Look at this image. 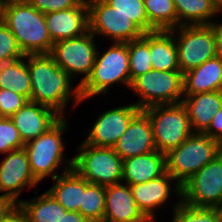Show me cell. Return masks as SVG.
<instances>
[{"instance_id":"obj_1","label":"cell","mask_w":222,"mask_h":222,"mask_svg":"<svg viewBox=\"0 0 222 222\" xmlns=\"http://www.w3.org/2000/svg\"><path fill=\"white\" fill-rule=\"evenodd\" d=\"M26 59L31 79L30 101L53 109L61 117H65L64 111L69 101L72 100L75 106L83 103L80 86H72V78L49 54L26 55Z\"/></svg>"},{"instance_id":"obj_2","label":"cell","mask_w":222,"mask_h":222,"mask_svg":"<svg viewBox=\"0 0 222 222\" xmlns=\"http://www.w3.org/2000/svg\"><path fill=\"white\" fill-rule=\"evenodd\" d=\"M0 19L14 35L24 55L50 53L53 42L44 13L31 4L2 6Z\"/></svg>"},{"instance_id":"obj_3","label":"cell","mask_w":222,"mask_h":222,"mask_svg":"<svg viewBox=\"0 0 222 222\" xmlns=\"http://www.w3.org/2000/svg\"><path fill=\"white\" fill-rule=\"evenodd\" d=\"M114 83L131 86L129 55L127 43L113 42L102 55L97 50L92 72L84 83L80 85L82 101L99 94H106L109 86Z\"/></svg>"},{"instance_id":"obj_4","label":"cell","mask_w":222,"mask_h":222,"mask_svg":"<svg viewBox=\"0 0 222 222\" xmlns=\"http://www.w3.org/2000/svg\"><path fill=\"white\" fill-rule=\"evenodd\" d=\"M66 121L61 117L45 133L24 145L31 173L38 182L47 176H51L52 180L59 176L57 171L62 163L73 165V158L65 159L63 152L66 148L61 135L68 126Z\"/></svg>"},{"instance_id":"obj_5","label":"cell","mask_w":222,"mask_h":222,"mask_svg":"<svg viewBox=\"0 0 222 222\" xmlns=\"http://www.w3.org/2000/svg\"><path fill=\"white\" fill-rule=\"evenodd\" d=\"M221 154V143L205 133H192L166 154V171L180 184Z\"/></svg>"},{"instance_id":"obj_6","label":"cell","mask_w":222,"mask_h":222,"mask_svg":"<svg viewBox=\"0 0 222 222\" xmlns=\"http://www.w3.org/2000/svg\"><path fill=\"white\" fill-rule=\"evenodd\" d=\"M142 111L149 117L157 151L165 155L193 133L182 103L155 105Z\"/></svg>"},{"instance_id":"obj_7","label":"cell","mask_w":222,"mask_h":222,"mask_svg":"<svg viewBox=\"0 0 222 222\" xmlns=\"http://www.w3.org/2000/svg\"><path fill=\"white\" fill-rule=\"evenodd\" d=\"M73 157V169L92 184L108 186L122 182L123 160L113 148L94 147L84 141Z\"/></svg>"},{"instance_id":"obj_8","label":"cell","mask_w":222,"mask_h":222,"mask_svg":"<svg viewBox=\"0 0 222 222\" xmlns=\"http://www.w3.org/2000/svg\"><path fill=\"white\" fill-rule=\"evenodd\" d=\"M129 89L140 96L139 102L134 104L141 110L155 105L178 104L183 99V73L152 69L135 78Z\"/></svg>"},{"instance_id":"obj_9","label":"cell","mask_w":222,"mask_h":222,"mask_svg":"<svg viewBox=\"0 0 222 222\" xmlns=\"http://www.w3.org/2000/svg\"><path fill=\"white\" fill-rule=\"evenodd\" d=\"M181 202L189 207L222 209V154L181 185Z\"/></svg>"},{"instance_id":"obj_10","label":"cell","mask_w":222,"mask_h":222,"mask_svg":"<svg viewBox=\"0 0 222 222\" xmlns=\"http://www.w3.org/2000/svg\"><path fill=\"white\" fill-rule=\"evenodd\" d=\"M94 39L95 35L89 30L81 36L53 43L49 53L54 62L71 78L83 74L81 81L77 83L79 86L89 77L95 63L98 48Z\"/></svg>"},{"instance_id":"obj_11","label":"cell","mask_w":222,"mask_h":222,"mask_svg":"<svg viewBox=\"0 0 222 222\" xmlns=\"http://www.w3.org/2000/svg\"><path fill=\"white\" fill-rule=\"evenodd\" d=\"M175 39L179 70L184 74L218 55L215 37L209 25H182Z\"/></svg>"},{"instance_id":"obj_12","label":"cell","mask_w":222,"mask_h":222,"mask_svg":"<svg viewBox=\"0 0 222 222\" xmlns=\"http://www.w3.org/2000/svg\"><path fill=\"white\" fill-rule=\"evenodd\" d=\"M89 30L93 35L126 43L143 36L144 32L127 16L119 13L105 0H88Z\"/></svg>"},{"instance_id":"obj_13","label":"cell","mask_w":222,"mask_h":222,"mask_svg":"<svg viewBox=\"0 0 222 222\" xmlns=\"http://www.w3.org/2000/svg\"><path fill=\"white\" fill-rule=\"evenodd\" d=\"M140 111L141 109L132 103L101 113L84 142L94 147L113 148Z\"/></svg>"},{"instance_id":"obj_14","label":"cell","mask_w":222,"mask_h":222,"mask_svg":"<svg viewBox=\"0 0 222 222\" xmlns=\"http://www.w3.org/2000/svg\"><path fill=\"white\" fill-rule=\"evenodd\" d=\"M39 183L31 173L27 152L24 148L13 150L0 163V192L18 204L21 191Z\"/></svg>"},{"instance_id":"obj_15","label":"cell","mask_w":222,"mask_h":222,"mask_svg":"<svg viewBox=\"0 0 222 222\" xmlns=\"http://www.w3.org/2000/svg\"><path fill=\"white\" fill-rule=\"evenodd\" d=\"M172 181L176 183L173 185L175 186L174 191L171 190ZM130 188L138 209L150 222L155 221V208L163 206L172 191L181 199V185L167 171L160 177L146 183L130 185Z\"/></svg>"},{"instance_id":"obj_16","label":"cell","mask_w":222,"mask_h":222,"mask_svg":"<svg viewBox=\"0 0 222 222\" xmlns=\"http://www.w3.org/2000/svg\"><path fill=\"white\" fill-rule=\"evenodd\" d=\"M44 16L53 43L78 37L89 31L87 1L81 0L73 8L46 13Z\"/></svg>"},{"instance_id":"obj_17","label":"cell","mask_w":222,"mask_h":222,"mask_svg":"<svg viewBox=\"0 0 222 222\" xmlns=\"http://www.w3.org/2000/svg\"><path fill=\"white\" fill-rule=\"evenodd\" d=\"M60 118L53 109L30 100L10 117L24 144L45 133Z\"/></svg>"},{"instance_id":"obj_18","label":"cell","mask_w":222,"mask_h":222,"mask_svg":"<svg viewBox=\"0 0 222 222\" xmlns=\"http://www.w3.org/2000/svg\"><path fill=\"white\" fill-rule=\"evenodd\" d=\"M113 149L122 160L157 150L149 117L142 110L131 120Z\"/></svg>"},{"instance_id":"obj_19","label":"cell","mask_w":222,"mask_h":222,"mask_svg":"<svg viewBox=\"0 0 222 222\" xmlns=\"http://www.w3.org/2000/svg\"><path fill=\"white\" fill-rule=\"evenodd\" d=\"M103 222H150L138 209L128 184L105 186Z\"/></svg>"},{"instance_id":"obj_20","label":"cell","mask_w":222,"mask_h":222,"mask_svg":"<svg viewBox=\"0 0 222 222\" xmlns=\"http://www.w3.org/2000/svg\"><path fill=\"white\" fill-rule=\"evenodd\" d=\"M185 107L194 133H205L217 111L222 107V91H212L183 96Z\"/></svg>"},{"instance_id":"obj_21","label":"cell","mask_w":222,"mask_h":222,"mask_svg":"<svg viewBox=\"0 0 222 222\" xmlns=\"http://www.w3.org/2000/svg\"><path fill=\"white\" fill-rule=\"evenodd\" d=\"M166 172V155L153 151L123 160L122 182L128 185L146 183Z\"/></svg>"},{"instance_id":"obj_22","label":"cell","mask_w":222,"mask_h":222,"mask_svg":"<svg viewBox=\"0 0 222 222\" xmlns=\"http://www.w3.org/2000/svg\"><path fill=\"white\" fill-rule=\"evenodd\" d=\"M222 91V55L183 74V96Z\"/></svg>"},{"instance_id":"obj_23","label":"cell","mask_w":222,"mask_h":222,"mask_svg":"<svg viewBox=\"0 0 222 222\" xmlns=\"http://www.w3.org/2000/svg\"><path fill=\"white\" fill-rule=\"evenodd\" d=\"M63 166V172L53 179L55 183L47 192L67 211L78 212L82 205L85 179L73 169V165Z\"/></svg>"},{"instance_id":"obj_24","label":"cell","mask_w":222,"mask_h":222,"mask_svg":"<svg viewBox=\"0 0 222 222\" xmlns=\"http://www.w3.org/2000/svg\"><path fill=\"white\" fill-rule=\"evenodd\" d=\"M176 32L174 29L150 32V56L153 70L180 71L175 42Z\"/></svg>"},{"instance_id":"obj_25","label":"cell","mask_w":222,"mask_h":222,"mask_svg":"<svg viewBox=\"0 0 222 222\" xmlns=\"http://www.w3.org/2000/svg\"><path fill=\"white\" fill-rule=\"evenodd\" d=\"M177 13V27L182 25H209L211 18L222 14L213 0H173Z\"/></svg>"},{"instance_id":"obj_26","label":"cell","mask_w":222,"mask_h":222,"mask_svg":"<svg viewBox=\"0 0 222 222\" xmlns=\"http://www.w3.org/2000/svg\"><path fill=\"white\" fill-rule=\"evenodd\" d=\"M19 205L29 222H61L63 212L67 211L47 191L35 199L20 200Z\"/></svg>"},{"instance_id":"obj_27","label":"cell","mask_w":222,"mask_h":222,"mask_svg":"<svg viewBox=\"0 0 222 222\" xmlns=\"http://www.w3.org/2000/svg\"><path fill=\"white\" fill-rule=\"evenodd\" d=\"M0 88L14 90L16 93L30 100L31 79L28 72L26 55L18 60L3 64L0 69Z\"/></svg>"},{"instance_id":"obj_28","label":"cell","mask_w":222,"mask_h":222,"mask_svg":"<svg viewBox=\"0 0 222 222\" xmlns=\"http://www.w3.org/2000/svg\"><path fill=\"white\" fill-rule=\"evenodd\" d=\"M148 16V33L169 31L177 27V13L173 0H144Z\"/></svg>"},{"instance_id":"obj_29","label":"cell","mask_w":222,"mask_h":222,"mask_svg":"<svg viewBox=\"0 0 222 222\" xmlns=\"http://www.w3.org/2000/svg\"><path fill=\"white\" fill-rule=\"evenodd\" d=\"M126 43L128 45L129 70L132 82L135 78L153 69L150 56V32Z\"/></svg>"},{"instance_id":"obj_30","label":"cell","mask_w":222,"mask_h":222,"mask_svg":"<svg viewBox=\"0 0 222 222\" xmlns=\"http://www.w3.org/2000/svg\"><path fill=\"white\" fill-rule=\"evenodd\" d=\"M105 211V186L92 184L85 180L82 192V205L79 213L89 222H103Z\"/></svg>"},{"instance_id":"obj_31","label":"cell","mask_w":222,"mask_h":222,"mask_svg":"<svg viewBox=\"0 0 222 222\" xmlns=\"http://www.w3.org/2000/svg\"><path fill=\"white\" fill-rule=\"evenodd\" d=\"M176 203L171 222H222L221 209L189 207L180 199Z\"/></svg>"},{"instance_id":"obj_32","label":"cell","mask_w":222,"mask_h":222,"mask_svg":"<svg viewBox=\"0 0 222 222\" xmlns=\"http://www.w3.org/2000/svg\"><path fill=\"white\" fill-rule=\"evenodd\" d=\"M117 12L132 20L144 33H148V16L144 0H105Z\"/></svg>"},{"instance_id":"obj_33","label":"cell","mask_w":222,"mask_h":222,"mask_svg":"<svg viewBox=\"0 0 222 222\" xmlns=\"http://www.w3.org/2000/svg\"><path fill=\"white\" fill-rule=\"evenodd\" d=\"M24 143L10 117H0V154L24 148Z\"/></svg>"},{"instance_id":"obj_34","label":"cell","mask_w":222,"mask_h":222,"mask_svg":"<svg viewBox=\"0 0 222 222\" xmlns=\"http://www.w3.org/2000/svg\"><path fill=\"white\" fill-rule=\"evenodd\" d=\"M25 57L16 38L0 19V61L11 62Z\"/></svg>"},{"instance_id":"obj_35","label":"cell","mask_w":222,"mask_h":222,"mask_svg":"<svg viewBox=\"0 0 222 222\" xmlns=\"http://www.w3.org/2000/svg\"><path fill=\"white\" fill-rule=\"evenodd\" d=\"M27 101L29 100L25 96L16 93L14 90L0 88V116L11 117L23 107Z\"/></svg>"},{"instance_id":"obj_36","label":"cell","mask_w":222,"mask_h":222,"mask_svg":"<svg viewBox=\"0 0 222 222\" xmlns=\"http://www.w3.org/2000/svg\"><path fill=\"white\" fill-rule=\"evenodd\" d=\"M81 0H32L31 5L41 13H50L75 7Z\"/></svg>"},{"instance_id":"obj_37","label":"cell","mask_w":222,"mask_h":222,"mask_svg":"<svg viewBox=\"0 0 222 222\" xmlns=\"http://www.w3.org/2000/svg\"><path fill=\"white\" fill-rule=\"evenodd\" d=\"M205 134H207L211 139L222 143V107L213 116Z\"/></svg>"},{"instance_id":"obj_38","label":"cell","mask_w":222,"mask_h":222,"mask_svg":"<svg viewBox=\"0 0 222 222\" xmlns=\"http://www.w3.org/2000/svg\"><path fill=\"white\" fill-rule=\"evenodd\" d=\"M0 222H29L27 215L23 208L18 204L11 212H9L4 218L0 219Z\"/></svg>"},{"instance_id":"obj_39","label":"cell","mask_w":222,"mask_h":222,"mask_svg":"<svg viewBox=\"0 0 222 222\" xmlns=\"http://www.w3.org/2000/svg\"><path fill=\"white\" fill-rule=\"evenodd\" d=\"M18 205L12 198L0 195V219L4 218L9 212H11Z\"/></svg>"},{"instance_id":"obj_40","label":"cell","mask_w":222,"mask_h":222,"mask_svg":"<svg viewBox=\"0 0 222 222\" xmlns=\"http://www.w3.org/2000/svg\"><path fill=\"white\" fill-rule=\"evenodd\" d=\"M217 23L218 21H213L209 24V26L211 27L215 37L217 52L219 55H222V22Z\"/></svg>"},{"instance_id":"obj_41","label":"cell","mask_w":222,"mask_h":222,"mask_svg":"<svg viewBox=\"0 0 222 222\" xmlns=\"http://www.w3.org/2000/svg\"><path fill=\"white\" fill-rule=\"evenodd\" d=\"M61 222H89L86 218H84L79 212H63Z\"/></svg>"},{"instance_id":"obj_42","label":"cell","mask_w":222,"mask_h":222,"mask_svg":"<svg viewBox=\"0 0 222 222\" xmlns=\"http://www.w3.org/2000/svg\"><path fill=\"white\" fill-rule=\"evenodd\" d=\"M32 0H1V6L31 4Z\"/></svg>"},{"instance_id":"obj_43","label":"cell","mask_w":222,"mask_h":222,"mask_svg":"<svg viewBox=\"0 0 222 222\" xmlns=\"http://www.w3.org/2000/svg\"><path fill=\"white\" fill-rule=\"evenodd\" d=\"M220 9H222V0H213Z\"/></svg>"},{"instance_id":"obj_44","label":"cell","mask_w":222,"mask_h":222,"mask_svg":"<svg viewBox=\"0 0 222 222\" xmlns=\"http://www.w3.org/2000/svg\"><path fill=\"white\" fill-rule=\"evenodd\" d=\"M3 64L4 63L2 61H0V69L2 68Z\"/></svg>"}]
</instances>
